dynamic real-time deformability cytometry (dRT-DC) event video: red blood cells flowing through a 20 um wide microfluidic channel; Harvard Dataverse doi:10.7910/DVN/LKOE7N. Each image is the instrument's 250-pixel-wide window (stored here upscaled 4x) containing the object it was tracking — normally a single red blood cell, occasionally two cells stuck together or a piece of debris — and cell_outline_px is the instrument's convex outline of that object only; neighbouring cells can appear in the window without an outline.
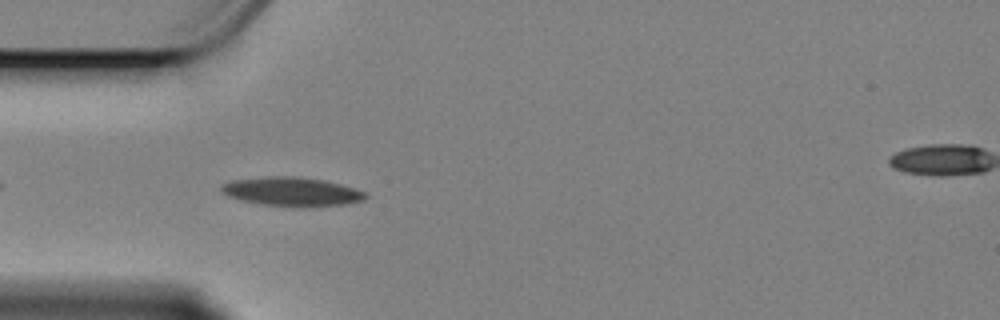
{"species": "Egyptian fruit bat (a non-hibernating species)", "species_latin": "Rousettus aegyptiacus", "temperature_condition": "cold", "stored_images_in_passage": 29, "camera_frame_rate_fps": 3000, "um_per_image_px": 0.085, "animal": {"sex": "female"}, "frame": {"image": 1, "passage_image": 4, "time_ms": 1.0, "image_size_px": [1000, 320], "cell_outline_px": [[368, 196], [364, 200], [344, 204], [304, 208], [292, 208], [260, 204], [240, 200], [228, 196], [220, 192], [220, 184], [232, 180], [268, 176], [296, 176], [324, 180], [356, 188], [364, 192]], "centroid_in_image_um": [24.77, 16.3], "position_along_channel_um": 60.2, "area_um2": 24.85}}
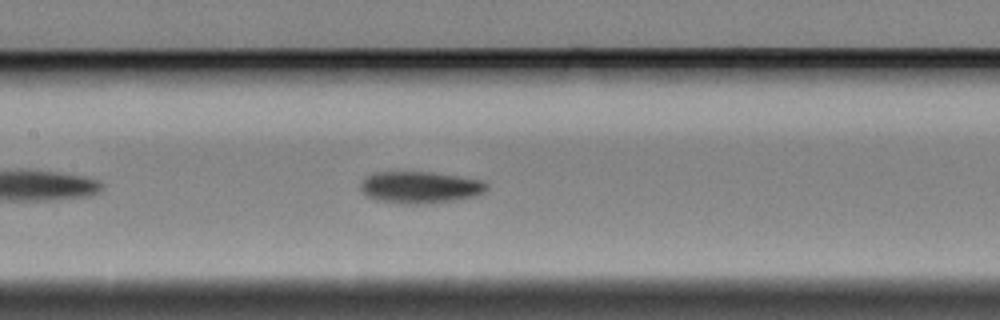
{"frame": {"image": 2, "passage_image": 14, "time_ms": 4.333, "image_size_px": [1000, 320], "cell_outline_px": [[488, 188], [484, 192], [476, 196], [428, 204], [404, 204], [376, 200], [364, 196], [360, 192], [360, 184], [364, 176], [372, 172], [432, 172], [484, 180], [488, 184]], "centroid_in_image_um": [35.66, 15.92], "position_along_channel_um": 171.7, "area_um2": 23.87}}
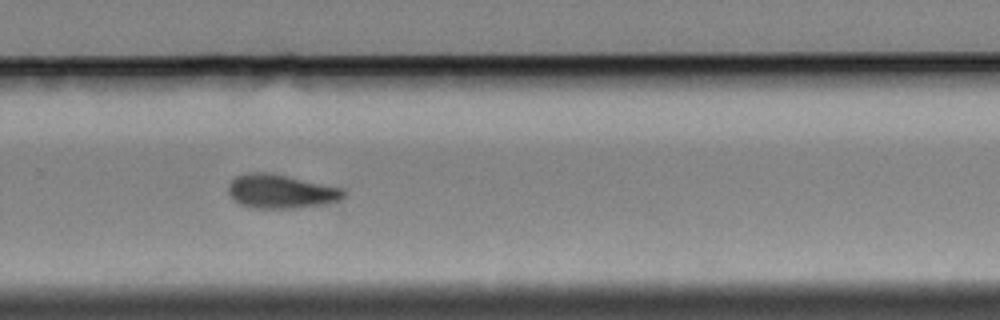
{"frame": {"image": 3, "passage_image": 26, "time_ms": 8.333, "image_size_px": [1000, 320], "cell_outline_px": [[344, 196], [340, 200], [328, 204], [296, 208], [248, 208], [240, 204], [228, 192], [228, 184], [236, 176], [252, 172], [264, 172], [344, 188]], "centroid_in_image_um": [23.88, 16.29], "position_along_channel_um": 305.9, "area_um2": 22.6}}